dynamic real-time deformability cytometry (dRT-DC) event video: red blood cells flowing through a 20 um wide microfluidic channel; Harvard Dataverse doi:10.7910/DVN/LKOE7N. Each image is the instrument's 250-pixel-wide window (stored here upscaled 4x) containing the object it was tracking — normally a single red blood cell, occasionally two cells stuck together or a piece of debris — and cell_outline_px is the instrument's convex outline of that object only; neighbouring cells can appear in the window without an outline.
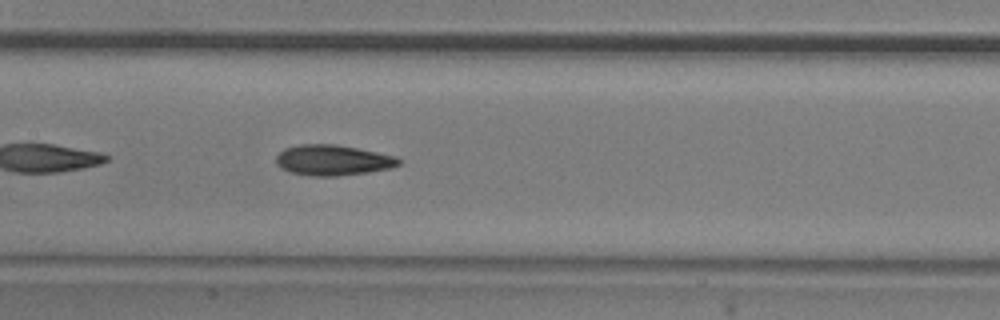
{"species": "common noctule bat (a hibernating species)", "species_latin": "Nyctalus noctula", "temperature_condition": "room temperature", "stored_images_in_passage": 35, "camera_frame_rate_fps": 3000, "um_per_image_px": 0.085, "animal": {"sex": "male", "body_mass_g": 20.5, "forearm_length_mm": 52.5}, "frame": {"image": 1, "passage_image": 11, "time_ms": 3.333, "image_size_px": [1000, 320], "cell_outline_px": [[400, 164], [388, 168], [368, 172], [336, 176], [312, 176], [288, 172], [280, 168], [276, 164], [276, 156], [284, 148], [300, 144], [336, 144], [396, 156], [400, 160]], "centroid_in_image_um": [28.23, 13.61], "position_along_channel_um": 179.2, "area_um2": 21.79}}
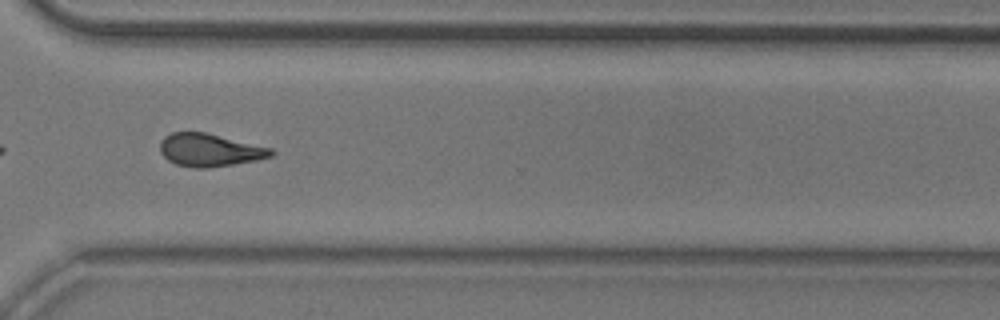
{"frame": {"image": 2, "passage_image": 25, "time_ms": 8.0, "image_size_px": [1000, 320], "cell_outline_px": [[276, 152], [272, 156], [256, 160], [208, 168], [196, 168], [176, 164], [168, 160], [160, 152], [160, 140], [164, 136], [172, 132], [204, 132], [272, 148]], "centroid_in_image_um": [17.81, 12.75], "position_along_channel_um": 352.8, "area_um2": 21.15}, "authors_computed_cell_mechanics": {"area_um2": 21.1548, "velocity_mm_per_s": 3.7277, "shape_relaxation_time_tau1_ms": 5.0186, "shape_relaxation_time_tau2_ms": 3.8403, "deformation_change_tau1": 0.1586, "deformation_change_tau2": 0.1295}}